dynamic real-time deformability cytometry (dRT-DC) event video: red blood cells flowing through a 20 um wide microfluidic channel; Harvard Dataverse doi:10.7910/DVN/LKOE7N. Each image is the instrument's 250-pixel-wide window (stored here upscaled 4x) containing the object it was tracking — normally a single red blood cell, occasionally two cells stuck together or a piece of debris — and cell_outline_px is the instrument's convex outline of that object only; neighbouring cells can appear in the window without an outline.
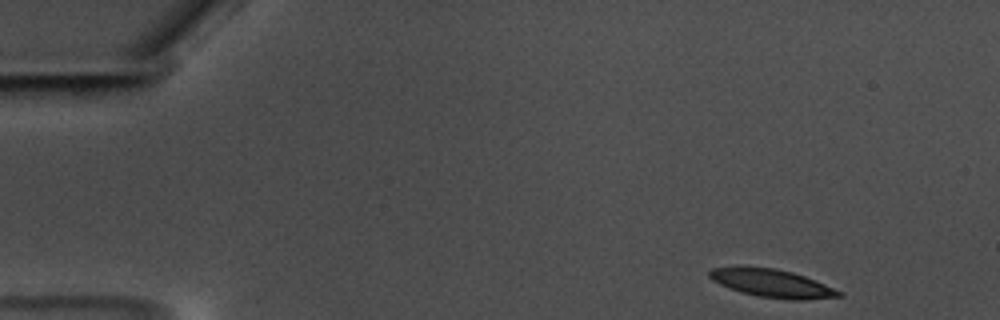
{"species": "common noctule bat (a hibernating species)", "species_latin": "Nyctalus noctula", "temperature_condition": "warm", "stored_images_in_passage": 53, "camera_frame_rate_fps": 3000, "um_per_image_px": 0.085, "animal": {"sex": "male", "body_mass_g": 17.5, "forearm_length_mm": 52.3}, "frame": {"image": 1, "passage_image": 1, "time_ms": 0.0, "image_size_px": [1000, 320], "cell_outline_px": [[844, 296], [800, 300], [792, 300], [760, 296], [740, 292], [728, 288], [712, 280], [708, 276], [708, 272], [712, 268], [776, 268], [792, 272], [816, 280], [844, 292]], "centroid_in_image_um": [65.69, 24.1], "position_along_channel_um": 19.3, "area_um2": 20.81}}
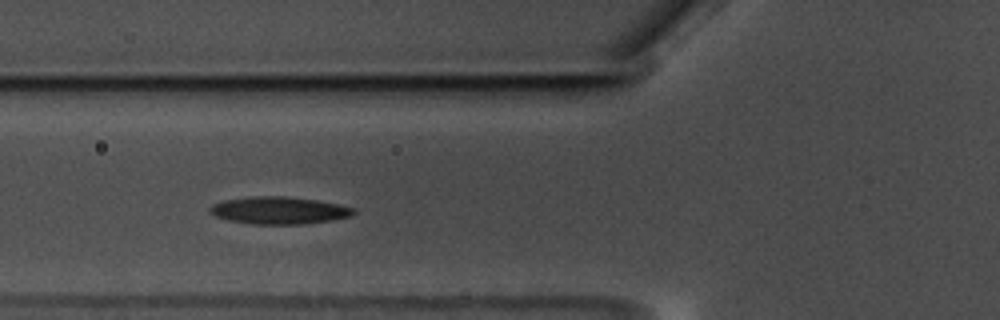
{"frame": {"image": 2, "passage_image": 17, "time_ms": 5.333, "image_size_px": [1000, 320], "cell_outline_px": [[356, 212], [352, 216], [332, 220], [304, 224], [252, 224], [228, 220], [216, 216], [208, 212], [208, 208], [212, 204], [224, 200], [252, 196], [284, 196], [316, 200], [336, 204], [352, 208]], "centroid_in_image_um": [23.67, 17.89], "position_along_channel_um": 102.1, "area_um2": 22.83}}
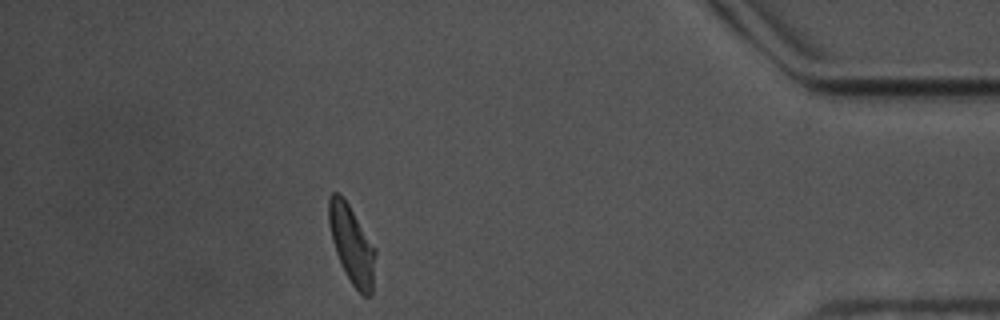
{"frame": {"image": 3, "passage_image": 47, "time_ms": 15.333, "image_size_px": [1000, 320], "cell_outline_px": [[376, 252], [372, 292], [368, 296], [364, 296], [352, 284], [336, 252], [332, 240], [328, 224], [328, 200], [332, 192], [340, 192], [348, 204], [376, 248]], "centroid_in_image_um": [29.9, 20.74], "position_along_channel_um": 405.3, "area_um2": 20.92}, "authors_computed_cell_mechanics": {"area_um2": 21.8484, "velocity_mm_per_s": 3.4819, "shape_relaxation_time_tau1_ms": 6.2789, "shape_relaxation_time_tau2_ms": 3.5772, "deformation_change_tau1": 0.1876, "deformation_change_tau2": 0.1171}}